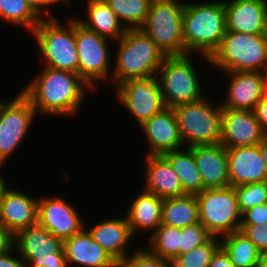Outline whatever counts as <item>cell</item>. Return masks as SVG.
Segmentation results:
<instances>
[{
  "mask_svg": "<svg viewBox=\"0 0 267 267\" xmlns=\"http://www.w3.org/2000/svg\"><path fill=\"white\" fill-rule=\"evenodd\" d=\"M259 148H260L262 157H263L264 162H265V167L267 170V135L264 137V139L259 144Z\"/></svg>",
  "mask_w": 267,
  "mask_h": 267,
  "instance_id": "46",
  "label": "cell"
},
{
  "mask_svg": "<svg viewBox=\"0 0 267 267\" xmlns=\"http://www.w3.org/2000/svg\"><path fill=\"white\" fill-rule=\"evenodd\" d=\"M144 168L145 191L166 199L185 195L180 177L163 155H146Z\"/></svg>",
  "mask_w": 267,
  "mask_h": 267,
  "instance_id": "24",
  "label": "cell"
},
{
  "mask_svg": "<svg viewBox=\"0 0 267 267\" xmlns=\"http://www.w3.org/2000/svg\"><path fill=\"white\" fill-rule=\"evenodd\" d=\"M139 192L130 200L125 210L128 224L136 239L140 232L146 234L147 238V235L150 236L161 225L163 203L162 198L143 188Z\"/></svg>",
  "mask_w": 267,
  "mask_h": 267,
  "instance_id": "25",
  "label": "cell"
},
{
  "mask_svg": "<svg viewBox=\"0 0 267 267\" xmlns=\"http://www.w3.org/2000/svg\"><path fill=\"white\" fill-rule=\"evenodd\" d=\"M98 221L94 225L90 224V227L85 223V228L92 235L94 241L120 264L130 253L138 248L132 247V250L131 248L129 249L128 245L131 241H134L135 236L131 231L126 215L113 216V218L111 215L110 218L105 216L104 219Z\"/></svg>",
  "mask_w": 267,
  "mask_h": 267,
  "instance_id": "18",
  "label": "cell"
},
{
  "mask_svg": "<svg viewBox=\"0 0 267 267\" xmlns=\"http://www.w3.org/2000/svg\"><path fill=\"white\" fill-rule=\"evenodd\" d=\"M253 111L263 131L267 134V93L256 104Z\"/></svg>",
  "mask_w": 267,
  "mask_h": 267,
  "instance_id": "41",
  "label": "cell"
},
{
  "mask_svg": "<svg viewBox=\"0 0 267 267\" xmlns=\"http://www.w3.org/2000/svg\"><path fill=\"white\" fill-rule=\"evenodd\" d=\"M258 267H267V250L260 252Z\"/></svg>",
  "mask_w": 267,
  "mask_h": 267,
  "instance_id": "47",
  "label": "cell"
},
{
  "mask_svg": "<svg viewBox=\"0 0 267 267\" xmlns=\"http://www.w3.org/2000/svg\"><path fill=\"white\" fill-rule=\"evenodd\" d=\"M226 33L224 0L185 2L183 11L184 55L203 57L205 62L219 47Z\"/></svg>",
  "mask_w": 267,
  "mask_h": 267,
  "instance_id": "2",
  "label": "cell"
},
{
  "mask_svg": "<svg viewBox=\"0 0 267 267\" xmlns=\"http://www.w3.org/2000/svg\"><path fill=\"white\" fill-rule=\"evenodd\" d=\"M262 77L264 78V82L267 89V60L264 63L263 69L261 70Z\"/></svg>",
  "mask_w": 267,
  "mask_h": 267,
  "instance_id": "48",
  "label": "cell"
},
{
  "mask_svg": "<svg viewBox=\"0 0 267 267\" xmlns=\"http://www.w3.org/2000/svg\"><path fill=\"white\" fill-rule=\"evenodd\" d=\"M14 235L0 222V254L13 247Z\"/></svg>",
  "mask_w": 267,
  "mask_h": 267,
  "instance_id": "42",
  "label": "cell"
},
{
  "mask_svg": "<svg viewBox=\"0 0 267 267\" xmlns=\"http://www.w3.org/2000/svg\"><path fill=\"white\" fill-rule=\"evenodd\" d=\"M83 1L81 5L87 13L85 18L83 15H74L81 25L112 42L118 41L125 34L127 29L104 0Z\"/></svg>",
  "mask_w": 267,
  "mask_h": 267,
  "instance_id": "26",
  "label": "cell"
},
{
  "mask_svg": "<svg viewBox=\"0 0 267 267\" xmlns=\"http://www.w3.org/2000/svg\"><path fill=\"white\" fill-rule=\"evenodd\" d=\"M41 67L19 90L31 101L38 117L74 118L80 113L89 90L95 91L77 73Z\"/></svg>",
  "mask_w": 267,
  "mask_h": 267,
  "instance_id": "1",
  "label": "cell"
},
{
  "mask_svg": "<svg viewBox=\"0 0 267 267\" xmlns=\"http://www.w3.org/2000/svg\"><path fill=\"white\" fill-rule=\"evenodd\" d=\"M63 249L68 267H119L86 228L64 240Z\"/></svg>",
  "mask_w": 267,
  "mask_h": 267,
  "instance_id": "22",
  "label": "cell"
},
{
  "mask_svg": "<svg viewBox=\"0 0 267 267\" xmlns=\"http://www.w3.org/2000/svg\"><path fill=\"white\" fill-rule=\"evenodd\" d=\"M267 223V203L256 205L242 214L241 225Z\"/></svg>",
  "mask_w": 267,
  "mask_h": 267,
  "instance_id": "38",
  "label": "cell"
},
{
  "mask_svg": "<svg viewBox=\"0 0 267 267\" xmlns=\"http://www.w3.org/2000/svg\"><path fill=\"white\" fill-rule=\"evenodd\" d=\"M41 196H38V224L55 237L64 241L85 228L86 220L75 204L57 193Z\"/></svg>",
  "mask_w": 267,
  "mask_h": 267,
  "instance_id": "14",
  "label": "cell"
},
{
  "mask_svg": "<svg viewBox=\"0 0 267 267\" xmlns=\"http://www.w3.org/2000/svg\"><path fill=\"white\" fill-rule=\"evenodd\" d=\"M8 167L5 165L0 164V171H2V168ZM6 177L0 172V201L2 200L4 192L10 187L8 184V181L6 182Z\"/></svg>",
  "mask_w": 267,
  "mask_h": 267,
  "instance_id": "44",
  "label": "cell"
},
{
  "mask_svg": "<svg viewBox=\"0 0 267 267\" xmlns=\"http://www.w3.org/2000/svg\"><path fill=\"white\" fill-rule=\"evenodd\" d=\"M226 31L267 34V0H224Z\"/></svg>",
  "mask_w": 267,
  "mask_h": 267,
  "instance_id": "20",
  "label": "cell"
},
{
  "mask_svg": "<svg viewBox=\"0 0 267 267\" xmlns=\"http://www.w3.org/2000/svg\"><path fill=\"white\" fill-rule=\"evenodd\" d=\"M199 221L196 195L185 194L163 199L161 224L171 227H186Z\"/></svg>",
  "mask_w": 267,
  "mask_h": 267,
  "instance_id": "27",
  "label": "cell"
},
{
  "mask_svg": "<svg viewBox=\"0 0 267 267\" xmlns=\"http://www.w3.org/2000/svg\"><path fill=\"white\" fill-rule=\"evenodd\" d=\"M235 267H258L260 251L240 230L220 238Z\"/></svg>",
  "mask_w": 267,
  "mask_h": 267,
  "instance_id": "29",
  "label": "cell"
},
{
  "mask_svg": "<svg viewBox=\"0 0 267 267\" xmlns=\"http://www.w3.org/2000/svg\"><path fill=\"white\" fill-rule=\"evenodd\" d=\"M193 58L192 54L166 56L158 69L157 79L166 107L174 108L206 96Z\"/></svg>",
  "mask_w": 267,
  "mask_h": 267,
  "instance_id": "7",
  "label": "cell"
},
{
  "mask_svg": "<svg viewBox=\"0 0 267 267\" xmlns=\"http://www.w3.org/2000/svg\"><path fill=\"white\" fill-rule=\"evenodd\" d=\"M42 18H53L52 10L42 0H24Z\"/></svg>",
  "mask_w": 267,
  "mask_h": 267,
  "instance_id": "43",
  "label": "cell"
},
{
  "mask_svg": "<svg viewBox=\"0 0 267 267\" xmlns=\"http://www.w3.org/2000/svg\"><path fill=\"white\" fill-rule=\"evenodd\" d=\"M220 246V238L212 236L206 243L178 255L172 261L173 267H208L213 254Z\"/></svg>",
  "mask_w": 267,
  "mask_h": 267,
  "instance_id": "33",
  "label": "cell"
},
{
  "mask_svg": "<svg viewBox=\"0 0 267 267\" xmlns=\"http://www.w3.org/2000/svg\"><path fill=\"white\" fill-rule=\"evenodd\" d=\"M9 100H0V164L18 152L38 115L31 101L20 91ZM37 116V117H36ZM11 157V158H10ZM9 160V161H8Z\"/></svg>",
  "mask_w": 267,
  "mask_h": 267,
  "instance_id": "9",
  "label": "cell"
},
{
  "mask_svg": "<svg viewBox=\"0 0 267 267\" xmlns=\"http://www.w3.org/2000/svg\"><path fill=\"white\" fill-rule=\"evenodd\" d=\"M233 188L241 214L256 205L267 203V181L243 184Z\"/></svg>",
  "mask_w": 267,
  "mask_h": 267,
  "instance_id": "34",
  "label": "cell"
},
{
  "mask_svg": "<svg viewBox=\"0 0 267 267\" xmlns=\"http://www.w3.org/2000/svg\"><path fill=\"white\" fill-rule=\"evenodd\" d=\"M51 10L52 9H57V8H54V6H58L60 3H64L62 5H66V8L69 7L71 8L72 6V1L73 0H42ZM53 7V8H52Z\"/></svg>",
  "mask_w": 267,
  "mask_h": 267,
  "instance_id": "45",
  "label": "cell"
},
{
  "mask_svg": "<svg viewBox=\"0 0 267 267\" xmlns=\"http://www.w3.org/2000/svg\"><path fill=\"white\" fill-rule=\"evenodd\" d=\"M75 41L79 58L78 75L93 91H98L96 88L101 87L98 83L102 80L105 84L110 81V85L113 68L111 40L85 28L75 19Z\"/></svg>",
  "mask_w": 267,
  "mask_h": 267,
  "instance_id": "10",
  "label": "cell"
},
{
  "mask_svg": "<svg viewBox=\"0 0 267 267\" xmlns=\"http://www.w3.org/2000/svg\"><path fill=\"white\" fill-rule=\"evenodd\" d=\"M180 234L181 228L161 224L147 237L144 246L152 254L172 262L179 255Z\"/></svg>",
  "mask_w": 267,
  "mask_h": 267,
  "instance_id": "31",
  "label": "cell"
},
{
  "mask_svg": "<svg viewBox=\"0 0 267 267\" xmlns=\"http://www.w3.org/2000/svg\"><path fill=\"white\" fill-rule=\"evenodd\" d=\"M16 188L10 186L0 201V222L13 235L22 229L38 224L37 196Z\"/></svg>",
  "mask_w": 267,
  "mask_h": 267,
  "instance_id": "19",
  "label": "cell"
},
{
  "mask_svg": "<svg viewBox=\"0 0 267 267\" xmlns=\"http://www.w3.org/2000/svg\"><path fill=\"white\" fill-rule=\"evenodd\" d=\"M226 150L230 186L267 181V170L259 144Z\"/></svg>",
  "mask_w": 267,
  "mask_h": 267,
  "instance_id": "21",
  "label": "cell"
},
{
  "mask_svg": "<svg viewBox=\"0 0 267 267\" xmlns=\"http://www.w3.org/2000/svg\"><path fill=\"white\" fill-rule=\"evenodd\" d=\"M13 246L27 267H68L63 241L39 224L18 231Z\"/></svg>",
  "mask_w": 267,
  "mask_h": 267,
  "instance_id": "12",
  "label": "cell"
},
{
  "mask_svg": "<svg viewBox=\"0 0 267 267\" xmlns=\"http://www.w3.org/2000/svg\"><path fill=\"white\" fill-rule=\"evenodd\" d=\"M0 267H27L24 260L13 246L9 251L0 254Z\"/></svg>",
  "mask_w": 267,
  "mask_h": 267,
  "instance_id": "39",
  "label": "cell"
},
{
  "mask_svg": "<svg viewBox=\"0 0 267 267\" xmlns=\"http://www.w3.org/2000/svg\"><path fill=\"white\" fill-rule=\"evenodd\" d=\"M115 99L141 126L153 115L166 108L157 76L126 80L114 87Z\"/></svg>",
  "mask_w": 267,
  "mask_h": 267,
  "instance_id": "13",
  "label": "cell"
},
{
  "mask_svg": "<svg viewBox=\"0 0 267 267\" xmlns=\"http://www.w3.org/2000/svg\"><path fill=\"white\" fill-rule=\"evenodd\" d=\"M126 29L141 28L153 0H104Z\"/></svg>",
  "mask_w": 267,
  "mask_h": 267,
  "instance_id": "32",
  "label": "cell"
},
{
  "mask_svg": "<svg viewBox=\"0 0 267 267\" xmlns=\"http://www.w3.org/2000/svg\"><path fill=\"white\" fill-rule=\"evenodd\" d=\"M185 0H153L142 29L165 56L184 55Z\"/></svg>",
  "mask_w": 267,
  "mask_h": 267,
  "instance_id": "8",
  "label": "cell"
},
{
  "mask_svg": "<svg viewBox=\"0 0 267 267\" xmlns=\"http://www.w3.org/2000/svg\"><path fill=\"white\" fill-rule=\"evenodd\" d=\"M199 221L214 237L239 231L242 214L232 186L204 189L196 194Z\"/></svg>",
  "mask_w": 267,
  "mask_h": 267,
  "instance_id": "11",
  "label": "cell"
},
{
  "mask_svg": "<svg viewBox=\"0 0 267 267\" xmlns=\"http://www.w3.org/2000/svg\"><path fill=\"white\" fill-rule=\"evenodd\" d=\"M42 18L24 0H0V21L32 33Z\"/></svg>",
  "mask_w": 267,
  "mask_h": 267,
  "instance_id": "30",
  "label": "cell"
},
{
  "mask_svg": "<svg viewBox=\"0 0 267 267\" xmlns=\"http://www.w3.org/2000/svg\"><path fill=\"white\" fill-rule=\"evenodd\" d=\"M212 235L207 228L200 222L182 227L180 234L179 255L189 252L195 247L206 243Z\"/></svg>",
  "mask_w": 267,
  "mask_h": 267,
  "instance_id": "35",
  "label": "cell"
},
{
  "mask_svg": "<svg viewBox=\"0 0 267 267\" xmlns=\"http://www.w3.org/2000/svg\"><path fill=\"white\" fill-rule=\"evenodd\" d=\"M148 143L145 155L164 153L185 147L173 108L166 107L139 126Z\"/></svg>",
  "mask_w": 267,
  "mask_h": 267,
  "instance_id": "17",
  "label": "cell"
},
{
  "mask_svg": "<svg viewBox=\"0 0 267 267\" xmlns=\"http://www.w3.org/2000/svg\"><path fill=\"white\" fill-rule=\"evenodd\" d=\"M267 60V34L226 31L209 57V66L221 72H261Z\"/></svg>",
  "mask_w": 267,
  "mask_h": 267,
  "instance_id": "5",
  "label": "cell"
},
{
  "mask_svg": "<svg viewBox=\"0 0 267 267\" xmlns=\"http://www.w3.org/2000/svg\"><path fill=\"white\" fill-rule=\"evenodd\" d=\"M204 189L230 186L227 150L221 144L192 147Z\"/></svg>",
  "mask_w": 267,
  "mask_h": 267,
  "instance_id": "23",
  "label": "cell"
},
{
  "mask_svg": "<svg viewBox=\"0 0 267 267\" xmlns=\"http://www.w3.org/2000/svg\"><path fill=\"white\" fill-rule=\"evenodd\" d=\"M163 156L180 177L183 191L186 194L196 195L203 190V182L191 147L170 151L164 153Z\"/></svg>",
  "mask_w": 267,
  "mask_h": 267,
  "instance_id": "28",
  "label": "cell"
},
{
  "mask_svg": "<svg viewBox=\"0 0 267 267\" xmlns=\"http://www.w3.org/2000/svg\"><path fill=\"white\" fill-rule=\"evenodd\" d=\"M266 135L254 111L222 109L220 143L226 149L258 145Z\"/></svg>",
  "mask_w": 267,
  "mask_h": 267,
  "instance_id": "15",
  "label": "cell"
},
{
  "mask_svg": "<svg viewBox=\"0 0 267 267\" xmlns=\"http://www.w3.org/2000/svg\"><path fill=\"white\" fill-rule=\"evenodd\" d=\"M228 84L226 97L220 101L222 109L253 111L267 93L264 78L257 71L223 72Z\"/></svg>",
  "mask_w": 267,
  "mask_h": 267,
  "instance_id": "16",
  "label": "cell"
},
{
  "mask_svg": "<svg viewBox=\"0 0 267 267\" xmlns=\"http://www.w3.org/2000/svg\"><path fill=\"white\" fill-rule=\"evenodd\" d=\"M239 230L262 252L267 250V223L240 225Z\"/></svg>",
  "mask_w": 267,
  "mask_h": 267,
  "instance_id": "37",
  "label": "cell"
},
{
  "mask_svg": "<svg viewBox=\"0 0 267 267\" xmlns=\"http://www.w3.org/2000/svg\"><path fill=\"white\" fill-rule=\"evenodd\" d=\"M113 43L118 48L116 54H113L110 87L129 79L157 76L166 56L142 29H127Z\"/></svg>",
  "mask_w": 267,
  "mask_h": 267,
  "instance_id": "3",
  "label": "cell"
},
{
  "mask_svg": "<svg viewBox=\"0 0 267 267\" xmlns=\"http://www.w3.org/2000/svg\"><path fill=\"white\" fill-rule=\"evenodd\" d=\"M119 267H173L169 260L152 254L141 244L139 248L130 253L120 264Z\"/></svg>",
  "mask_w": 267,
  "mask_h": 267,
  "instance_id": "36",
  "label": "cell"
},
{
  "mask_svg": "<svg viewBox=\"0 0 267 267\" xmlns=\"http://www.w3.org/2000/svg\"><path fill=\"white\" fill-rule=\"evenodd\" d=\"M69 15L65 22H61L59 17L42 19L30 35L37 44V51H40L42 66L78 74L75 17Z\"/></svg>",
  "mask_w": 267,
  "mask_h": 267,
  "instance_id": "4",
  "label": "cell"
},
{
  "mask_svg": "<svg viewBox=\"0 0 267 267\" xmlns=\"http://www.w3.org/2000/svg\"><path fill=\"white\" fill-rule=\"evenodd\" d=\"M213 101L206 95L173 108L185 147L220 143L222 107L220 100Z\"/></svg>",
  "mask_w": 267,
  "mask_h": 267,
  "instance_id": "6",
  "label": "cell"
},
{
  "mask_svg": "<svg viewBox=\"0 0 267 267\" xmlns=\"http://www.w3.org/2000/svg\"><path fill=\"white\" fill-rule=\"evenodd\" d=\"M208 267H235L228 253L220 246L213 254Z\"/></svg>",
  "mask_w": 267,
  "mask_h": 267,
  "instance_id": "40",
  "label": "cell"
}]
</instances>
